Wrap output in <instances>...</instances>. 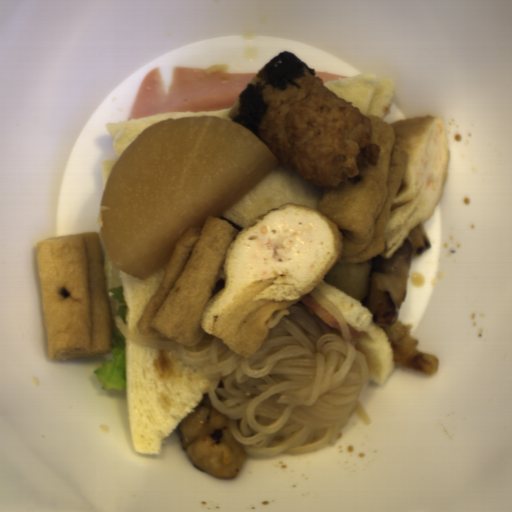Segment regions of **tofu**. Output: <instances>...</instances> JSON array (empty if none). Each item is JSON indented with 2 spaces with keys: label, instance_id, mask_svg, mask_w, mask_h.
I'll return each mask as SVG.
<instances>
[{
  "label": "tofu",
  "instance_id": "1",
  "mask_svg": "<svg viewBox=\"0 0 512 512\" xmlns=\"http://www.w3.org/2000/svg\"><path fill=\"white\" fill-rule=\"evenodd\" d=\"M36 266L51 361L111 354V302L99 230L37 241Z\"/></svg>",
  "mask_w": 512,
  "mask_h": 512
},
{
  "label": "tofu",
  "instance_id": "2",
  "mask_svg": "<svg viewBox=\"0 0 512 512\" xmlns=\"http://www.w3.org/2000/svg\"><path fill=\"white\" fill-rule=\"evenodd\" d=\"M241 230L218 216L192 226L176 242L159 289L137 320L144 336H164L180 346L199 345L201 319L212 298L227 251Z\"/></svg>",
  "mask_w": 512,
  "mask_h": 512
},
{
  "label": "tofu",
  "instance_id": "3",
  "mask_svg": "<svg viewBox=\"0 0 512 512\" xmlns=\"http://www.w3.org/2000/svg\"><path fill=\"white\" fill-rule=\"evenodd\" d=\"M371 120V141L380 147L376 166L361 167L360 181L322 187L316 210L340 230L343 250L338 264L367 263L386 248L385 232L393 202L410 159V145L378 115Z\"/></svg>",
  "mask_w": 512,
  "mask_h": 512
}]
</instances>
